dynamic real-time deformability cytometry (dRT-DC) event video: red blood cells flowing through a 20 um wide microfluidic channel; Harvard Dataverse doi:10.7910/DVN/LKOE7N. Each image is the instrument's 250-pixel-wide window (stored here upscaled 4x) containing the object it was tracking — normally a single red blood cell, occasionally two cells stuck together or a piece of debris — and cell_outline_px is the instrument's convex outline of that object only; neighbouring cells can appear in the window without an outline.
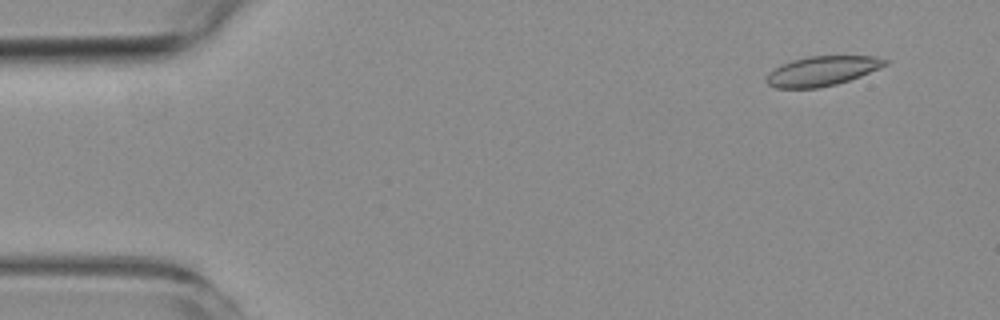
{"species": "common noctule bat (a hibernating species)", "species_latin": "Nyctalus noctula", "temperature_condition": "room temperature", "stored_images_in_passage": 6, "camera_frame_rate_fps": 3000, "um_per_image_px": 0.085, "animal": {"sex": "female", "body_mass_g": 19.3, "forearm_length_mm": 54.1}, "frame": {"image": 1, "passage_image": 1, "time_ms": 0.0, "image_size_px": [1000, 320], "cell_outline_px": [[888, 64], [880, 68], [860, 76], [836, 84], [816, 88], [776, 88], [768, 84], [764, 80], [768, 72], [792, 60], [808, 56], [876, 56], [888, 60]], "centroid_in_image_um": [69.88, 6.03], "position_along_channel_um": 15.1, "area_um2": 20.4}}
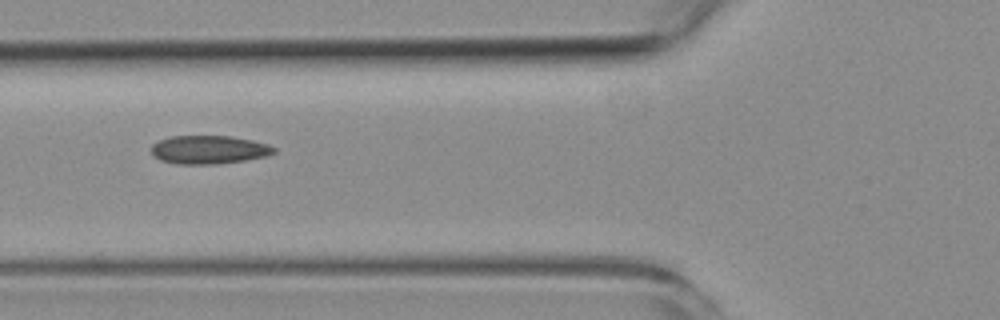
{"frame": {"image": 2, "passage_image": 5, "time_ms": 5.333, "image_size_px": [1000, 320], "cell_outline_px": [[276, 152], [268, 156], [244, 160], [216, 164], [176, 164], [160, 160], [152, 156], [152, 144], [160, 140], [172, 136], [232, 136], [252, 140], [268, 144], [276, 148]], "centroid_in_image_um": [17.77, 12.73], "position_along_channel_um": 108.0, "area_um2": 20.4}}
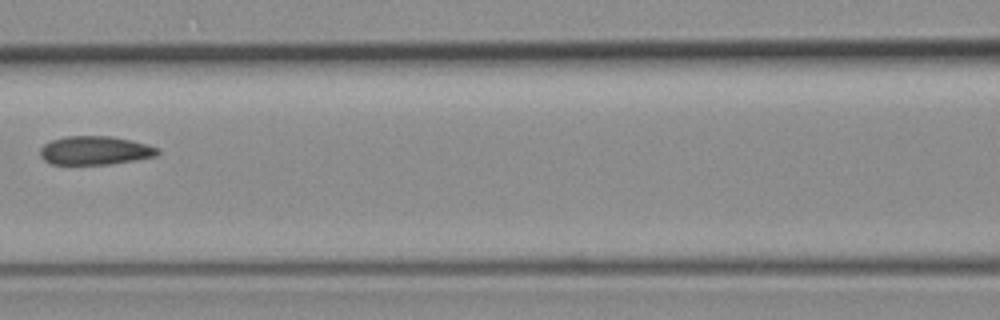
{"frame": {"image": 3, "passage_image": 6, "time_ms": 6.667, "image_size_px": [1000, 320], "cell_outline_px": [[160, 152], [156, 156], [136, 160], [108, 164], [52, 164], [44, 160], [40, 156], [40, 148], [44, 144], [52, 140], [64, 136], [112, 136], [132, 140], [148, 144], [160, 148]], "centroid_in_image_um": [8.1, 12.78], "position_along_channel_um": 158.5, "area_um2": 19.77}}